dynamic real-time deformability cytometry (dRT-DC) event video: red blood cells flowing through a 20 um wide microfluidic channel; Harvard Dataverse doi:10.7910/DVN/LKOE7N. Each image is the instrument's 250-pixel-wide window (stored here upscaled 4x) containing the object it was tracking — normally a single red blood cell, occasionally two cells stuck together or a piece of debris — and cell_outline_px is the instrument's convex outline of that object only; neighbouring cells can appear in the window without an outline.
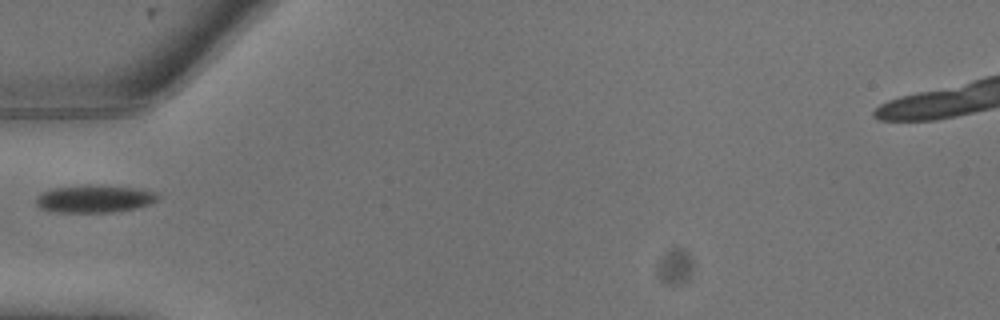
{"species": "common noctule bat (a hibernating species)", "species_latin": "Nyctalus noctula", "temperature_condition": "warm", "stored_images_in_passage": 7, "camera_frame_rate_fps": 3000, "um_per_image_px": 0.085, "animal": {"sex": "male", "body_mass_g": 13.3}, "frame": {"image": 1, "passage_image": 5, "time_ms": 1.333, "image_size_px": [1000, 320], "cell_outline_px": [[160, 196], [156, 200], [148, 204], [136, 208], [112, 212], [56, 212], [40, 208], [36, 204], [36, 196], [52, 188], [84, 184], [100, 184], [136, 188], [152, 192]], "centroid_in_image_um": [7.99, 16.88], "position_along_channel_um": 77.0, "area_um2": 19.65}}
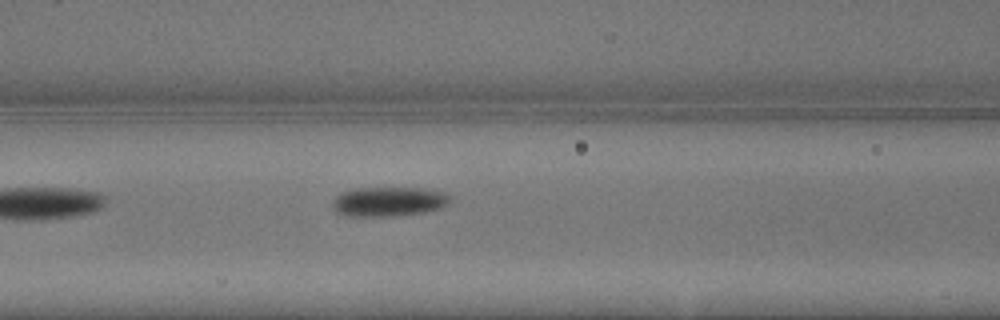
{"frame": {"image": 2, "passage_image": 7, "time_ms": 2.0, "image_size_px": [1000, 320], "cell_outline_px": [[452, 196], [448, 204], [440, 208], [428, 212], [392, 216], [344, 216], [336, 212], [332, 208], [332, 200], [336, 196], [344, 192], [356, 188], [424, 188], [444, 192]], "centroid_in_image_um": [33.05, 17.14], "position_along_channel_um": 133.6, "area_um2": 20.46}}